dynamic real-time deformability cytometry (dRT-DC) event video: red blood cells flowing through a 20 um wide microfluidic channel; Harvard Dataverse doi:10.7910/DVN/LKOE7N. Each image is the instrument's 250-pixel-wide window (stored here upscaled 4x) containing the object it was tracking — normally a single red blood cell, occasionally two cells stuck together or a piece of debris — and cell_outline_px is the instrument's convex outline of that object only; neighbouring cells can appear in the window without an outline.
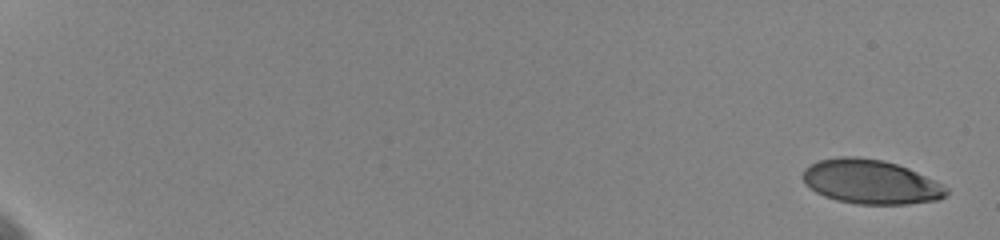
{"species": "human", "species_latin": "Homo sapiens", "temperature_condition": "cold", "stored_images_in_passage": 35, "camera_frame_rate_fps": 3000, "um_per_image_px": 0.085, "donor": {"sex": "female"}, "frame": {"image": 1, "passage_image": 1, "time_ms": 0.0, "image_size_px": [1000, 240], "cell_outline_px": [[948, 192], [944, 196], [936, 200], [908, 204], [856, 204], [836, 200], [824, 196], [816, 192], [800, 176], [804, 168], [808, 164], [820, 160], [840, 156], [856, 156], [884, 160], [908, 168], [948, 188]], "centroid_in_image_um": [73.96, 15.45], "position_along_channel_um": 11.0, "area_um2": 36.88}}
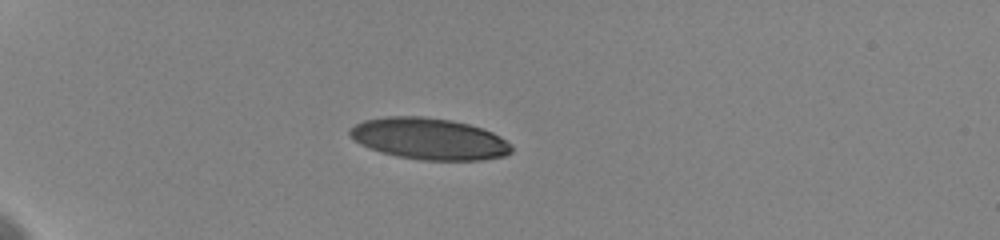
{"frame": {"image": 2, "passage_image": 14, "time_ms": 5.667, "image_size_px": [1000, 240], "cell_outline_px": [[512, 152], [504, 156], [480, 160], [424, 160], [400, 156], [380, 152], [360, 144], [348, 132], [356, 124], [364, 120], [384, 116], [420, 116], [452, 120], [468, 124], [492, 132], [500, 136], [512, 144]], "centroid_in_image_um": [36.51, 11.79], "position_along_channel_um": 48.5, "area_um2": 38.9}}
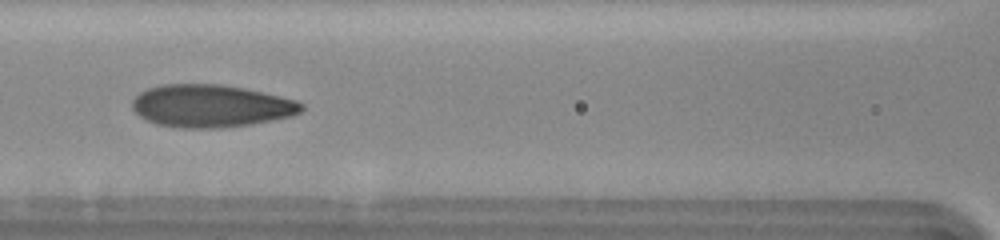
{"frame": {"image": 3, "passage_image": 23, "time_ms": 9.667, "image_size_px": [1000, 240], "cell_outline_px": [[304, 108], [300, 112], [292, 116], [252, 124], [220, 128], [180, 128], [156, 124], [140, 116], [132, 108], [132, 100], [140, 92], [148, 88], [160, 84], [220, 84], [244, 88], [296, 100], [304, 104]], "centroid_in_image_um": [17.92, 9.01], "position_along_channel_um": 148.7, "area_um2": 42.02}}